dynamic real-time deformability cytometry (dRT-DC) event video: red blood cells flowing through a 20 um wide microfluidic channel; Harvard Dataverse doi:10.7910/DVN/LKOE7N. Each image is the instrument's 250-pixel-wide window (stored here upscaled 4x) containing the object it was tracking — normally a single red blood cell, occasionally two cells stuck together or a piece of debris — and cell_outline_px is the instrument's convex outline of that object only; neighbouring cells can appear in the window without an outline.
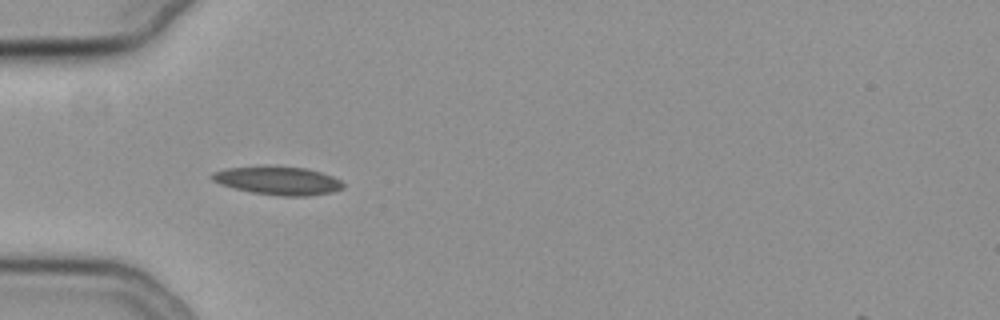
{"species": "common noctule bat (a hibernating species)", "species_latin": "Nyctalus noctula", "temperature_condition": "cold", "stored_images_in_passage": 15, "camera_frame_rate_fps": 3000, "um_per_image_px": 0.085, "animal": {"sex": "female", "body_mass_g": 19.3, "forearm_length_mm": 54.1}, "frame": {"image": 1, "passage_image": 5, "time_ms": 1.333, "image_size_px": [1000, 320], "cell_outline_px": [[344, 188], [332, 192], [308, 196], [280, 196], [252, 192], [220, 184], [212, 180], [208, 176], [212, 172], [224, 168], [264, 164], [308, 168], [332, 176], [340, 180], [344, 184]], "centroid_in_image_um": [23.59, 15.32], "position_along_channel_um": 61.4, "area_um2": 22.25}}
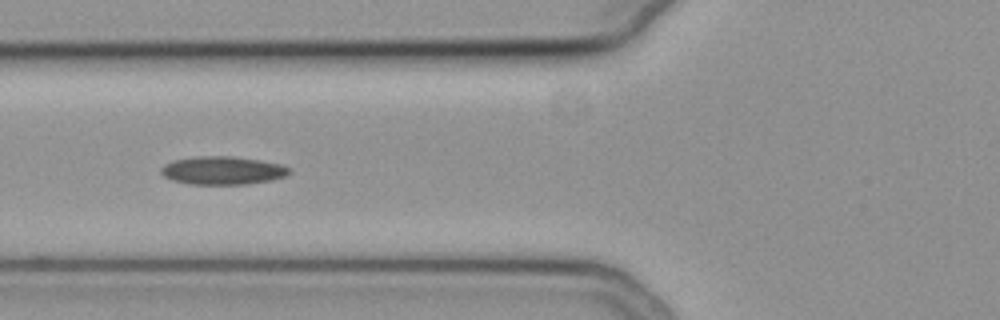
{"frame": {"image": 2, "passage_image": 9, "time_ms": 2.667, "image_size_px": [1000, 320], "cell_outline_px": [[292, 172], [288, 176], [272, 180], [248, 184], [188, 184], [172, 180], [164, 176], [160, 172], [160, 168], [164, 164], [172, 160], [196, 156], [232, 156], [260, 160], [280, 164], [292, 168]], "centroid_in_image_um": [18.95, 14.49], "position_along_channel_um": 106.9, "area_um2": 21.39}}